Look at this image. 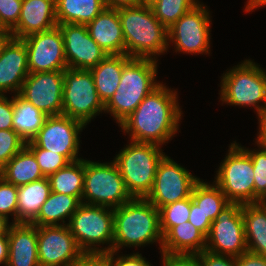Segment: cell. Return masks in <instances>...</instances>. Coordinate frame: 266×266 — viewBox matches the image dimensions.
Masks as SVG:
<instances>
[{
  "instance_id": "cell-9",
  "label": "cell",
  "mask_w": 266,
  "mask_h": 266,
  "mask_svg": "<svg viewBox=\"0 0 266 266\" xmlns=\"http://www.w3.org/2000/svg\"><path fill=\"white\" fill-rule=\"evenodd\" d=\"M239 144L231 143L229 153L217 171L215 184L232 203H255L253 164Z\"/></svg>"
},
{
  "instance_id": "cell-20",
  "label": "cell",
  "mask_w": 266,
  "mask_h": 266,
  "mask_svg": "<svg viewBox=\"0 0 266 266\" xmlns=\"http://www.w3.org/2000/svg\"><path fill=\"white\" fill-rule=\"evenodd\" d=\"M57 25L55 0H23L18 23L9 31V35L23 39Z\"/></svg>"
},
{
  "instance_id": "cell-31",
  "label": "cell",
  "mask_w": 266,
  "mask_h": 266,
  "mask_svg": "<svg viewBox=\"0 0 266 266\" xmlns=\"http://www.w3.org/2000/svg\"><path fill=\"white\" fill-rule=\"evenodd\" d=\"M51 192L76 197L82 203L84 190V159L70 162L49 177Z\"/></svg>"
},
{
  "instance_id": "cell-4",
  "label": "cell",
  "mask_w": 266,
  "mask_h": 266,
  "mask_svg": "<svg viewBox=\"0 0 266 266\" xmlns=\"http://www.w3.org/2000/svg\"><path fill=\"white\" fill-rule=\"evenodd\" d=\"M156 74V59L131 58L123 66L119 86L104 112H110L120 124L160 84L155 82Z\"/></svg>"
},
{
  "instance_id": "cell-18",
  "label": "cell",
  "mask_w": 266,
  "mask_h": 266,
  "mask_svg": "<svg viewBox=\"0 0 266 266\" xmlns=\"http://www.w3.org/2000/svg\"><path fill=\"white\" fill-rule=\"evenodd\" d=\"M68 68L91 70L108 54L90 36L87 26L80 24H58Z\"/></svg>"
},
{
  "instance_id": "cell-25",
  "label": "cell",
  "mask_w": 266,
  "mask_h": 266,
  "mask_svg": "<svg viewBox=\"0 0 266 266\" xmlns=\"http://www.w3.org/2000/svg\"><path fill=\"white\" fill-rule=\"evenodd\" d=\"M50 194L48 177L17 187V223H31Z\"/></svg>"
},
{
  "instance_id": "cell-32",
  "label": "cell",
  "mask_w": 266,
  "mask_h": 266,
  "mask_svg": "<svg viewBox=\"0 0 266 266\" xmlns=\"http://www.w3.org/2000/svg\"><path fill=\"white\" fill-rule=\"evenodd\" d=\"M191 199L211 222L230 203L216 184L211 185L200 180L193 187Z\"/></svg>"
},
{
  "instance_id": "cell-47",
  "label": "cell",
  "mask_w": 266,
  "mask_h": 266,
  "mask_svg": "<svg viewBox=\"0 0 266 266\" xmlns=\"http://www.w3.org/2000/svg\"><path fill=\"white\" fill-rule=\"evenodd\" d=\"M106 8L119 9L141 4V0H104Z\"/></svg>"
},
{
  "instance_id": "cell-22",
  "label": "cell",
  "mask_w": 266,
  "mask_h": 266,
  "mask_svg": "<svg viewBox=\"0 0 266 266\" xmlns=\"http://www.w3.org/2000/svg\"><path fill=\"white\" fill-rule=\"evenodd\" d=\"M86 26L91 38L107 54H125V40L118 9L105 8Z\"/></svg>"
},
{
  "instance_id": "cell-45",
  "label": "cell",
  "mask_w": 266,
  "mask_h": 266,
  "mask_svg": "<svg viewBox=\"0 0 266 266\" xmlns=\"http://www.w3.org/2000/svg\"><path fill=\"white\" fill-rule=\"evenodd\" d=\"M115 251L110 252V264L111 266H151L149 262L145 261V258L141 254L134 253L133 255L119 256L114 259Z\"/></svg>"
},
{
  "instance_id": "cell-35",
  "label": "cell",
  "mask_w": 266,
  "mask_h": 266,
  "mask_svg": "<svg viewBox=\"0 0 266 266\" xmlns=\"http://www.w3.org/2000/svg\"><path fill=\"white\" fill-rule=\"evenodd\" d=\"M26 147L34 154L44 177H49L54 172L66 167L70 163L64 155L39 148L32 141L26 142Z\"/></svg>"
},
{
  "instance_id": "cell-21",
  "label": "cell",
  "mask_w": 266,
  "mask_h": 266,
  "mask_svg": "<svg viewBox=\"0 0 266 266\" xmlns=\"http://www.w3.org/2000/svg\"><path fill=\"white\" fill-rule=\"evenodd\" d=\"M8 238L9 255L6 266H40L36 225L12 223Z\"/></svg>"
},
{
  "instance_id": "cell-48",
  "label": "cell",
  "mask_w": 266,
  "mask_h": 266,
  "mask_svg": "<svg viewBox=\"0 0 266 266\" xmlns=\"http://www.w3.org/2000/svg\"><path fill=\"white\" fill-rule=\"evenodd\" d=\"M9 255L8 235L0 236V264H7Z\"/></svg>"
},
{
  "instance_id": "cell-44",
  "label": "cell",
  "mask_w": 266,
  "mask_h": 266,
  "mask_svg": "<svg viewBox=\"0 0 266 266\" xmlns=\"http://www.w3.org/2000/svg\"><path fill=\"white\" fill-rule=\"evenodd\" d=\"M71 266H111L109 253H84Z\"/></svg>"
},
{
  "instance_id": "cell-17",
  "label": "cell",
  "mask_w": 266,
  "mask_h": 266,
  "mask_svg": "<svg viewBox=\"0 0 266 266\" xmlns=\"http://www.w3.org/2000/svg\"><path fill=\"white\" fill-rule=\"evenodd\" d=\"M28 53L30 73L66 70L63 36L60 27L29 35L22 39Z\"/></svg>"
},
{
  "instance_id": "cell-16",
  "label": "cell",
  "mask_w": 266,
  "mask_h": 266,
  "mask_svg": "<svg viewBox=\"0 0 266 266\" xmlns=\"http://www.w3.org/2000/svg\"><path fill=\"white\" fill-rule=\"evenodd\" d=\"M64 70L29 73L19 95L47 116L62 115Z\"/></svg>"
},
{
  "instance_id": "cell-14",
  "label": "cell",
  "mask_w": 266,
  "mask_h": 266,
  "mask_svg": "<svg viewBox=\"0 0 266 266\" xmlns=\"http://www.w3.org/2000/svg\"><path fill=\"white\" fill-rule=\"evenodd\" d=\"M207 11L198 3L168 28V40L175 42L176 52H209L210 17Z\"/></svg>"
},
{
  "instance_id": "cell-12",
  "label": "cell",
  "mask_w": 266,
  "mask_h": 266,
  "mask_svg": "<svg viewBox=\"0 0 266 266\" xmlns=\"http://www.w3.org/2000/svg\"><path fill=\"white\" fill-rule=\"evenodd\" d=\"M199 180L171 158L164 156L158 164L152 190L146 199L159 209L191 197L193 187Z\"/></svg>"
},
{
  "instance_id": "cell-24",
  "label": "cell",
  "mask_w": 266,
  "mask_h": 266,
  "mask_svg": "<svg viewBox=\"0 0 266 266\" xmlns=\"http://www.w3.org/2000/svg\"><path fill=\"white\" fill-rule=\"evenodd\" d=\"M131 59L126 54H108L92 68L91 74L99 98L105 105L117 90L123 66Z\"/></svg>"
},
{
  "instance_id": "cell-26",
  "label": "cell",
  "mask_w": 266,
  "mask_h": 266,
  "mask_svg": "<svg viewBox=\"0 0 266 266\" xmlns=\"http://www.w3.org/2000/svg\"><path fill=\"white\" fill-rule=\"evenodd\" d=\"M242 216L248 252L266 256V206L243 204Z\"/></svg>"
},
{
  "instance_id": "cell-43",
  "label": "cell",
  "mask_w": 266,
  "mask_h": 266,
  "mask_svg": "<svg viewBox=\"0 0 266 266\" xmlns=\"http://www.w3.org/2000/svg\"><path fill=\"white\" fill-rule=\"evenodd\" d=\"M13 98L0 95V130L13 129Z\"/></svg>"
},
{
  "instance_id": "cell-54",
  "label": "cell",
  "mask_w": 266,
  "mask_h": 266,
  "mask_svg": "<svg viewBox=\"0 0 266 266\" xmlns=\"http://www.w3.org/2000/svg\"><path fill=\"white\" fill-rule=\"evenodd\" d=\"M155 0H141V4H147L150 5L151 3H153Z\"/></svg>"
},
{
  "instance_id": "cell-34",
  "label": "cell",
  "mask_w": 266,
  "mask_h": 266,
  "mask_svg": "<svg viewBox=\"0 0 266 266\" xmlns=\"http://www.w3.org/2000/svg\"><path fill=\"white\" fill-rule=\"evenodd\" d=\"M190 197L159 208L160 229L164 235L171 227L189 220Z\"/></svg>"
},
{
  "instance_id": "cell-40",
  "label": "cell",
  "mask_w": 266,
  "mask_h": 266,
  "mask_svg": "<svg viewBox=\"0 0 266 266\" xmlns=\"http://www.w3.org/2000/svg\"><path fill=\"white\" fill-rule=\"evenodd\" d=\"M197 255L200 266H236V257L234 256L215 254L206 249Z\"/></svg>"
},
{
  "instance_id": "cell-36",
  "label": "cell",
  "mask_w": 266,
  "mask_h": 266,
  "mask_svg": "<svg viewBox=\"0 0 266 266\" xmlns=\"http://www.w3.org/2000/svg\"><path fill=\"white\" fill-rule=\"evenodd\" d=\"M26 146V141L14 130H0V170Z\"/></svg>"
},
{
  "instance_id": "cell-38",
  "label": "cell",
  "mask_w": 266,
  "mask_h": 266,
  "mask_svg": "<svg viewBox=\"0 0 266 266\" xmlns=\"http://www.w3.org/2000/svg\"><path fill=\"white\" fill-rule=\"evenodd\" d=\"M17 201V187L0 176V215L8 219L12 213L14 223H17Z\"/></svg>"
},
{
  "instance_id": "cell-30",
  "label": "cell",
  "mask_w": 266,
  "mask_h": 266,
  "mask_svg": "<svg viewBox=\"0 0 266 266\" xmlns=\"http://www.w3.org/2000/svg\"><path fill=\"white\" fill-rule=\"evenodd\" d=\"M13 112V129L26 142L37 135L48 117L19 94L13 96Z\"/></svg>"
},
{
  "instance_id": "cell-6",
  "label": "cell",
  "mask_w": 266,
  "mask_h": 266,
  "mask_svg": "<svg viewBox=\"0 0 266 266\" xmlns=\"http://www.w3.org/2000/svg\"><path fill=\"white\" fill-rule=\"evenodd\" d=\"M109 208L81 203L67 223L78 246L84 253H109L112 251L114 208ZM101 243L110 244L107 248L96 247L95 244L98 246Z\"/></svg>"
},
{
  "instance_id": "cell-23",
  "label": "cell",
  "mask_w": 266,
  "mask_h": 266,
  "mask_svg": "<svg viewBox=\"0 0 266 266\" xmlns=\"http://www.w3.org/2000/svg\"><path fill=\"white\" fill-rule=\"evenodd\" d=\"M206 236L189 221L171 227L162 240V252L198 254L205 250Z\"/></svg>"
},
{
  "instance_id": "cell-8",
  "label": "cell",
  "mask_w": 266,
  "mask_h": 266,
  "mask_svg": "<svg viewBox=\"0 0 266 266\" xmlns=\"http://www.w3.org/2000/svg\"><path fill=\"white\" fill-rule=\"evenodd\" d=\"M86 199L88 201L83 202ZM132 199L116 163L84 160L82 203L116 208Z\"/></svg>"
},
{
  "instance_id": "cell-33",
  "label": "cell",
  "mask_w": 266,
  "mask_h": 266,
  "mask_svg": "<svg viewBox=\"0 0 266 266\" xmlns=\"http://www.w3.org/2000/svg\"><path fill=\"white\" fill-rule=\"evenodd\" d=\"M198 3L196 0H155L150 6L155 17L168 29Z\"/></svg>"
},
{
  "instance_id": "cell-15",
  "label": "cell",
  "mask_w": 266,
  "mask_h": 266,
  "mask_svg": "<svg viewBox=\"0 0 266 266\" xmlns=\"http://www.w3.org/2000/svg\"><path fill=\"white\" fill-rule=\"evenodd\" d=\"M84 124L64 115L48 116L37 135L31 140L37 147L64 155L70 162L80 160L79 132Z\"/></svg>"
},
{
  "instance_id": "cell-42",
  "label": "cell",
  "mask_w": 266,
  "mask_h": 266,
  "mask_svg": "<svg viewBox=\"0 0 266 266\" xmlns=\"http://www.w3.org/2000/svg\"><path fill=\"white\" fill-rule=\"evenodd\" d=\"M161 253L164 266H200L197 254Z\"/></svg>"
},
{
  "instance_id": "cell-46",
  "label": "cell",
  "mask_w": 266,
  "mask_h": 266,
  "mask_svg": "<svg viewBox=\"0 0 266 266\" xmlns=\"http://www.w3.org/2000/svg\"><path fill=\"white\" fill-rule=\"evenodd\" d=\"M236 266H266V256L247 251L236 257Z\"/></svg>"
},
{
  "instance_id": "cell-5",
  "label": "cell",
  "mask_w": 266,
  "mask_h": 266,
  "mask_svg": "<svg viewBox=\"0 0 266 266\" xmlns=\"http://www.w3.org/2000/svg\"><path fill=\"white\" fill-rule=\"evenodd\" d=\"M159 145L132 141L113 160L132 198H146L151 192L157 167L165 156Z\"/></svg>"
},
{
  "instance_id": "cell-52",
  "label": "cell",
  "mask_w": 266,
  "mask_h": 266,
  "mask_svg": "<svg viewBox=\"0 0 266 266\" xmlns=\"http://www.w3.org/2000/svg\"><path fill=\"white\" fill-rule=\"evenodd\" d=\"M9 33L0 32V48L4 41L9 37Z\"/></svg>"
},
{
  "instance_id": "cell-13",
  "label": "cell",
  "mask_w": 266,
  "mask_h": 266,
  "mask_svg": "<svg viewBox=\"0 0 266 266\" xmlns=\"http://www.w3.org/2000/svg\"><path fill=\"white\" fill-rule=\"evenodd\" d=\"M37 249L40 266H71L84 254L66 223L37 226Z\"/></svg>"
},
{
  "instance_id": "cell-19",
  "label": "cell",
  "mask_w": 266,
  "mask_h": 266,
  "mask_svg": "<svg viewBox=\"0 0 266 266\" xmlns=\"http://www.w3.org/2000/svg\"><path fill=\"white\" fill-rule=\"evenodd\" d=\"M29 73L26 44L9 36L0 48V95L10 90L19 94Z\"/></svg>"
},
{
  "instance_id": "cell-29",
  "label": "cell",
  "mask_w": 266,
  "mask_h": 266,
  "mask_svg": "<svg viewBox=\"0 0 266 266\" xmlns=\"http://www.w3.org/2000/svg\"><path fill=\"white\" fill-rule=\"evenodd\" d=\"M80 204L81 202L74 196L51 192L48 199L42 204L38 216L31 224L36 226L62 225L59 224V221L63 220L61 222L64 223V219L68 217L70 221Z\"/></svg>"
},
{
  "instance_id": "cell-11",
  "label": "cell",
  "mask_w": 266,
  "mask_h": 266,
  "mask_svg": "<svg viewBox=\"0 0 266 266\" xmlns=\"http://www.w3.org/2000/svg\"><path fill=\"white\" fill-rule=\"evenodd\" d=\"M241 203L230 202L212 222L205 249L238 257L247 252Z\"/></svg>"
},
{
  "instance_id": "cell-51",
  "label": "cell",
  "mask_w": 266,
  "mask_h": 266,
  "mask_svg": "<svg viewBox=\"0 0 266 266\" xmlns=\"http://www.w3.org/2000/svg\"><path fill=\"white\" fill-rule=\"evenodd\" d=\"M245 11L249 12L257 7L266 5V0H248Z\"/></svg>"
},
{
  "instance_id": "cell-50",
  "label": "cell",
  "mask_w": 266,
  "mask_h": 266,
  "mask_svg": "<svg viewBox=\"0 0 266 266\" xmlns=\"http://www.w3.org/2000/svg\"><path fill=\"white\" fill-rule=\"evenodd\" d=\"M8 219L0 215V236L8 235L11 225H8Z\"/></svg>"
},
{
  "instance_id": "cell-27",
  "label": "cell",
  "mask_w": 266,
  "mask_h": 266,
  "mask_svg": "<svg viewBox=\"0 0 266 266\" xmlns=\"http://www.w3.org/2000/svg\"><path fill=\"white\" fill-rule=\"evenodd\" d=\"M0 176L16 187L44 178L34 154L26 146L0 170Z\"/></svg>"
},
{
  "instance_id": "cell-53",
  "label": "cell",
  "mask_w": 266,
  "mask_h": 266,
  "mask_svg": "<svg viewBox=\"0 0 266 266\" xmlns=\"http://www.w3.org/2000/svg\"><path fill=\"white\" fill-rule=\"evenodd\" d=\"M258 203L266 206V193L259 199Z\"/></svg>"
},
{
  "instance_id": "cell-39",
  "label": "cell",
  "mask_w": 266,
  "mask_h": 266,
  "mask_svg": "<svg viewBox=\"0 0 266 266\" xmlns=\"http://www.w3.org/2000/svg\"><path fill=\"white\" fill-rule=\"evenodd\" d=\"M23 0H0V32L9 31L18 23Z\"/></svg>"
},
{
  "instance_id": "cell-41",
  "label": "cell",
  "mask_w": 266,
  "mask_h": 266,
  "mask_svg": "<svg viewBox=\"0 0 266 266\" xmlns=\"http://www.w3.org/2000/svg\"><path fill=\"white\" fill-rule=\"evenodd\" d=\"M198 230H200L206 237L208 236L212 222L205 216L199 206L190 197V215L189 220Z\"/></svg>"
},
{
  "instance_id": "cell-49",
  "label": "cell",
  "mask_w": 266,
  "mask_h": 266,
  "mask_svg": "<svg viewBox=\"0 0 266 266\" xmlns=\"http://www.w3.org/2000/svg\"><path fill=\"white\" fill-rule=\"evenodd\" d=\"M259 118L260 131L256 141L259 146L266 147V111L264 113H261L259 115Z\"/></svg>"
},
{
  "instance_id": "cell-28",
  "label": "cell",
  "mask_w": 266,
  "mask_h": 266,
  "mask_svg": "<svg viewBox=\"0 0 266 266\" xmlns=\"http://www.w3.org/2000/svg\"><path fill=\"white\" fill-rule=\"evenodd\" d=\"M58 24L87 25L105 8L104 0H55Z\"/></svg>"
},
{
  "instance_id": "cell-1",
  "label": "cell",
  "mask_w": 266,
  "mask_h": 266,
  "mask_svg": "<svg viewBox=\"0 0 266 266\" xmlns=\"http://www.w3.org/2000/svg\"><path fill=\"white\" fill-rule=\"evenodd\" d=\"M176 91L160 83L119 125L131 141L162 145L178 130L181 109Z\"/></svg>"
},
{
  "instance_id": "cell-7",
  "label": "cell",
  "mask_w": 266,
  "mask_h": 266,
  "mask_svg": "<svg viewBox=\"0 0 266 266\" xmlns=\"http://www.w3.org/2000/svg\"><path fill=\"white\" fill-rule=\"evenodd\" d=\"M221 82L223 102L255 106L258 116L266 111V72L251 60H245L226 72ZM261 101H264V105L260 106Z\"/></svg>"
},
{
  "instance_id": "cell-10",
  "label": "cell",
  "mask_w": 266,
  "mask_h": 266,
  "mask_svg": "<svg viewBox=\"0 0 266 266\" xmlns=\"http://www.w3.org/2000/svg\"><path fill=\"white\" fill-rule=\"evenodd\" d=\"M62 115L76 119L85 126L105 105L99 98L90 70H64Z\"/></svg>"
},
{
  "instance_id": "cell-3",
  "label": "cell",
  "mask_w": 266,
  "mask_h": 266,
  "mask_svg": "<svg viewBox=\"0 0 266 266\" xmlns=\"http://www.w3.org/2000/svg\"><path fill=\"white\" fill-rule=\"evenodd\" d=\"M157 240L162 248L159 209L146 198H132L114 208L113 251H119L123 246L138 247Z\"/></svg>"
},
{
  "instance_id": "cell-2",
  "label": "cell",
  "mask_w": 266,
  "mask_h": 266,
  "mask_svg": "<svg viewBox=\"0 0 266 266\" xmlns=\"http://www.w3.org/2000/svg\"><path fill=\"white\" fill-rule=\"evenodd\" d=\"M118 14L127 56L154 59L152 56L167 51L168 29L155 17L150 5L119 8Z\"/></svg>"
},
{
  "instance_id": "cell-37",
  "label": "cell",
  "mask_w": 266,
  "mask_h": 266,
  "mask_svg": "<svg viewBox=\"0 0 266 266\" xmlns=\"http://www.w3.org/2000/svg\"><path fill=\"white\" fill-rule=\"evenodd\" d=\"M250 151L244 149L251 157L254 172L255 203L266 193V147Z\"/></svg>"
}]
</instances>
